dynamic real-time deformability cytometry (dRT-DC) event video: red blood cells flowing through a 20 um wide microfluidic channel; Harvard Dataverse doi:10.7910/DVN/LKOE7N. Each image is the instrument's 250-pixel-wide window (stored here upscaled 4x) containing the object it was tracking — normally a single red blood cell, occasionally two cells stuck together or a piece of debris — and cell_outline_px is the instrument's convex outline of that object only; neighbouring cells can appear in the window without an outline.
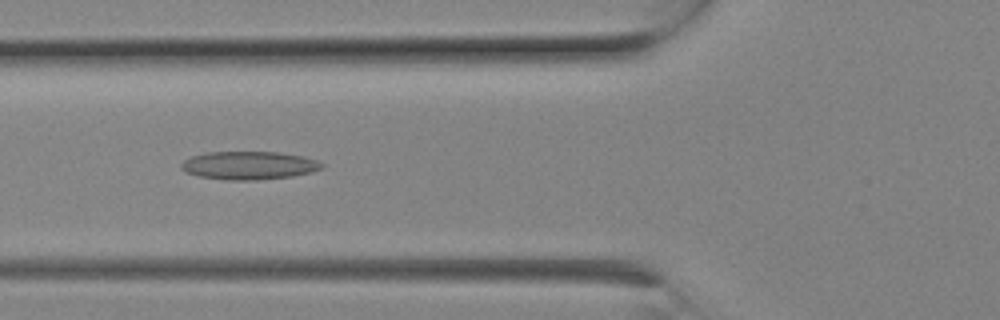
{"species": "Egyptian fruit bat (a non-hibernating species)", "species_latin": "Rousettus aegyptiacus", "temperature_condition": "room temperature", "stored_images_in_passage": 4, "camera_frame_rate_fps": 3000, "um_per_image_px": 0.085, "animal": {"sex": "female"}, "frame": {"image": 1, "passage_image": 3, "time_ms": 0.667, "image_size_px": [1000, 320], "cell_outline_px": [[324, 168], [312, 172], [292, 176], [256, 180], [224, 180], [200, 176], [184, 172], [180, 168], [180, 164], [184, 160], [192, 156], [208, 152], [276, 152], [304, 156], [316, 160], [324, 164]], "centroid_in_image_um": [21.16, 14.06], "position_along_channel_um": 104.6, "area_um2": 23.18}}
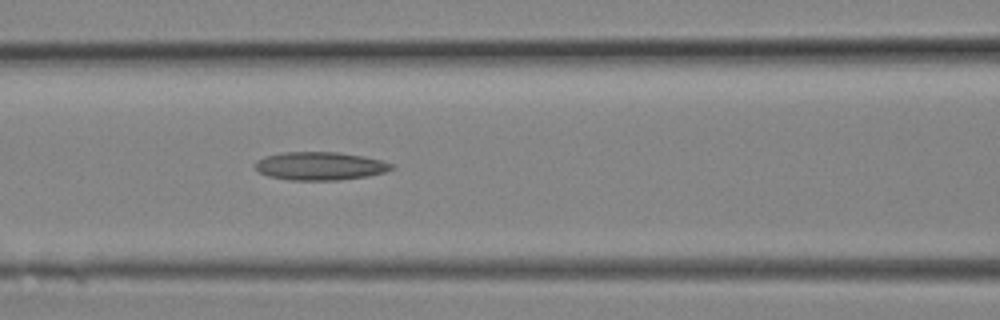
{"frame": {"image": 2, "passage_image": 4, "time_ms": 1.0, "image_size_px": [1000, 320], "cell_outline_px": [[392, 168], [384, 172], [368, 176], [340, 180], [292, 180], [268, 176], [260, 172], [256, 168], [256, 160], [264, 156], [284, 152], [340, 152], [364, 156], [380, 160], [392, 164]], "centroid_in_image_um": [27.19, 14.1], "position_along_channel_um": 139.4, "area_um2": 22.31}}